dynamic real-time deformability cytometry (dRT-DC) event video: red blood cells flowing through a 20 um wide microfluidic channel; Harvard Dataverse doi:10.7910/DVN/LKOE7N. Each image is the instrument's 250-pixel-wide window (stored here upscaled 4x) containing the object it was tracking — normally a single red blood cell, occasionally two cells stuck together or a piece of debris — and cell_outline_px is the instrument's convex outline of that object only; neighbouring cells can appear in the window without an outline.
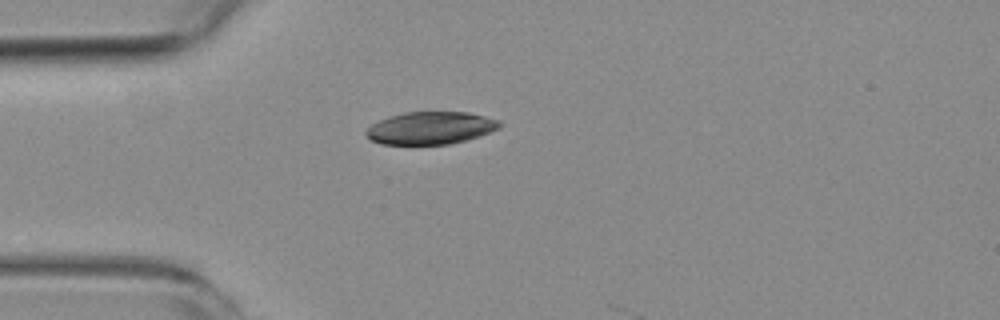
{"species": "common noctule bat (a hibernating species)", "species_latin": "Nyctalus noctula", "temperature_condition": "room temperature", "stored_images_in_passage": 1, "camera_frame_rate_fps": 3000, "um_per_image_px": 0.085, "animal": {"sex": "female", "body_mass_g": 19.3, "forearm_length_mm": 54.1}, "frame": {"image": 1, "passage_image": 1, "time_ms": 0.0, "image_size_px": [1000, 320], "cell_outline_px": [[504, 124], [500, 128], [480, 136], [448, 144], [380, 144], [372, 140], [364, 132], [372, 124], [388, 116], [404, 112], [468, 112], [500, 120]], "centroid_in_image_um": [36.63, 10.87], "position_along_channel_um": 48.4, "area_um2": 25.32}}